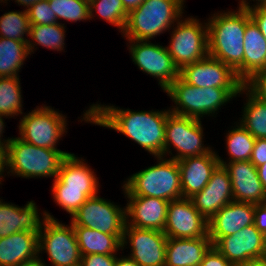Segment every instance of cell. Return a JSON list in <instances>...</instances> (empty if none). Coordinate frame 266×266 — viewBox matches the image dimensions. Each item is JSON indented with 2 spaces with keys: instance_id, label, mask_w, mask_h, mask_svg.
Masks as SVG:
<instances>
[{
  "instance_id": "1",
  "label": "cell",
  "mask_w": 266,
  "mask_h": 266,
  "mask_svg": "<svg viewBox=\"0 0 266 266\" xmlns=\"http://www.w3.org/2000/svg\"><path fill=\"white\" fill-rule=\"evenodd\" d=\"M169 109L164 111H131L115 105L92 104L81 118L107 127L130 138L154 157H164L165 125Z\"/></svg>"
},
{
  "instance_id": "2",
  "label": "cell",
  "mask_w": 266,
  "mask_h": 266,
  "mask_svg": "<svg viewBox=\"0 0 266 266\" xmlns=\"http://www.w3.org/2000/svg\"><path fill=\"white\" fill-rule=\"evenodd\" d=\"M237 8L209 17L208 54L231 67L244 82V33L251 15L248 9Z\"/></svg>"
},
{
  "instance_id": "3",
  "label": "cell",
  "mask_w": 266,
  "mask_h": 266,
  "mask_svg": "<svg viewBox=\"0 0 266 266\" xmlns=\"http://www.w3.org/2000/svg\"><path fill=\"white\" fill-rule=\"evenodd\" d=\"M84 161L74 153L67 155L60 165L57 177L53 179L51 190L54 202L70 217L99 191L98 178Z\"/></svg>"
},
{
  "instance_id": "4",
  "label": "cell",
  "mask_w": 266,
  "mask_h": 266,
  "mask_svg": "<svg viewBox=\"0 0 266 266\" xmlns=\"http://www.w3.org/2000/svg\"><path fill=\"white\" fill-rule=\"evenodd\" d=\"M240 90L241 88H200L188 84L179 76L164 92L175 104L169 109L171 113L201 120L204 115H217L216 111L239 96Z\"/></svg>"
},
{
  "instance_id": "5",
  "label": "cell",
  "mask_w": 266,
  "mask_h": 266,
  "mask_svg": "<svg viewBox=\"0 0 266 266\" xmlns=\"http://www.w3.org/2000/svg\"><path fill=\"white\" fill-rule=\"evenodd\" d=\"M185 0H144L128 13L123 36L127 40L150 41L170 31L183 17ZM173 24V25H172Z\"/></svg>"
},
{
  "instance_id": "6",
  "label": "cell",
  "mask_w": 266,
  "mask_h": 266,
  "mask_svg": "<svg viewBox=\"0 0 266 266\" xmlns=\"http://www.w3.org/2000/svg\"><path fill=\"white\" fill-rule=\"evenodd\" d=\"M154 166L138 171L123 183L125 196H149L167 201L183 198L178 162L155 157Z\"/></svg>"
},
{
  "instance_id": "7",
  "label": "cell",
  "mask_w": 266,
  "mask_h": 266,
  "mask_svg": "<svg viewBox=\"0 0 266 266\" xmlns=\"http://www.w3.org/2000/svg\"><path fill=\"white\" fill-rule=\"evenodd\" d=\"M71 153L51 150L29 144L19 137L7 144V169L9 175L24 178L57 177L63 159ZM12 173V174H10Z\"/></svg>"
},
{
  "instance_id": "8",
  "label": "cell",
  "mask_w": 266,
  "mask_h": 266,
  "mask_svg": "<svg viewBox=\"0 0 266 266\" xmlns=\"http://www.w3.org/2000/svg\"><path fill=\"white\" fill-rule=\"evenodd\" d=\"M46 212L47 218L38 234V250L48 255L51 266H79L81 255L72 223L65 225Z\"/></svg>"
},
{
  "instance_id": "9",
  "label": "cell",
  "mask_w": 266,
  "mask_h": 266,
  "mask_svg": "<svg viewBox=\"0 0 266 266\" xmlns=\"http://www.w3.org/2000/svg\"><path fill=\"white\" fill-rule=\"evenodd\" d=\"M176 24L173 26L167 50L175 65L181 70L185 65L209 55L208 27L207 22L203 25L193 16L180 19Z\"/></svg>"
},
{
  "instance_id": "10",
  "label": "cell",
  "mask_w": 266,
  "mask_h": 266,
  "mask_svg": "<svg viewBox=\"0 0 266 266\" xmlns=\"http://www.w3.org/2000/svg\"><path fill=\"white\" fill-rule=\"evenodd\" d=\"M66 118L50 106H38L20 119L19 138L37 147L60 150L56 145L67 132Z\"/></svg>"
},
{
  "instance_id": "11",
  "label": "cell",
  "mask_w": 266,
  "mask_h": 266,
  "mask_svg": "<svg viewBox=\"0 0 266 266\" xmlns=\"http://www.w3.org/2000/svg\"><path fill=\"white\" fill-rule=\"evenodd\" d=\"M202 121L187 116L169 113L165 125L164 157L173 155L170 148L177 152L170 159L176 161L187 157L210 153L212 147H206L203 141Z\"/></svg>"
},
{
  "instance_id": "12",
  "label": "cell",
  "mask_w": 266,
  "mask_h": 266,
  "mask_svg": "<svg viewBox=\"0 0 266 266\" xmlns=\"http://www.w3.org/2000/svg\"><path fill=\"white\" fill-rule=\"evenodd\" d=\"M133 64L140 71L157 78L158 85L166 90L179 76L180 70L168 53L167 47L150 41L127 40Z\"/></svg>"
},
{
  "instance_id": "13",
  "label": "cell",
  "mask_w": 266,
  "mask_h": 266,
  "mask_svg": "<svg viewBox=\"0 0 266 266\" xmlns=\"http://www.w3.org/2000/svg\"><path fill=\"white\" fill-rule=\"evenodd\" d=\"M73 226H84L106 234H123L126 208L96 195L90 197L71 217Z\"/></svg>"
},
{
  "instance_id": "14",
  "label": "cell",
  "mask_w": 266,
  "mask_h": 266,
  "mask_svg": "<svg viewBox=\"0 0 266 266\" xmlns=\"http://www.w3.org/2000/svg\"><path fill=\"white\" fill-rule=\"evenodd\" d=\"M167 238L163 231L139 229L126 223L121 241L122 250L130 243L128 256L140 266H165Z\"/></svg>"
},
{
  "instance_id": "15",
  "label": "cell",
  "mask_w": 266,
  "mask_h": 266,
  "mask_svg": "<svg viewBox=\"0 0 266 266\" xmlns=\"http://www.w3.org/2000/svg\"><path fill=\"white\" fill-rule=\"evenodd\" d=\"M180 77L188 84L200 88H242L244 83L231 67L209 55L185 65L180 70Z\"/></svg>"
},
{
  "instance_id": "16",
  "label": "cell",
  "mask_w": 266,
  "mask_h": 266,
  "mask_svg": "<svg viewBox=\"0 0 266 266\" xmlns=\"http://www.w3.org/2000/svg\"><path fill=\"white\" fill-rule=\"evenodd\" d=\"M165 235L170 238H197L208 235V221L194 207L190 198L169 202Z\"/></svg>"
},
{
  "instance_id": "17",
  "label": "cell",
  "mask_w": 266,
  "mask_h": 266,
  "mask_svg": "<svg viewBox=\"0 0 266 266\" xmlns=\"http://www.w3.org/2000/svg\"><path fill=\"white\" fill-rule=\"evenodd\" d=\"M214 246L229 262L239 266L250 260L263 258L266 252V239L252 224L233 235L222 237Z\"/></svg>"
},
{
  "instance_id": "18",
  "label": "cell",
  "mask_w": 266,
  "mask_h": 266,
  "mask_svg": "<svg viewBox=\"0 0 266 266\" xmlns=\"http://www.w3.org/2000/svg\"><path fill=\"white\" fill-rule=\"evenodd\" d=\"M194 207L209 221L223 206L234 200L229 172L223 165L213 171L207 185L190 197Z\"/></svg>"
},
{
  "instance_id": "19",
  "label": "cell",
  "mask_w": 266,
  "mask_h": 266,
  "mask_svg": "<svg viewBox=\"0 0 266 266\" xmlns=\"http://www.w3.org/2000/svg\"><path fill=\"white\" fill-rule=\"evenodd\" d=\"M219 164L229 172L234 201L262 204L266 201V190L261 183L257 168L251 161L228 162L218 155Z\"/></svg>"
},
{
  "instance_id": "20",
  "label": "cell",
  "mask_w": 266,
  "mask_h": 266,
  "mask_svg": "<svg viewBox=\"0 0 266 266\" xmlns=\"http://www.w3.org/2000/svg\"><path fill=\"white\" fill-rule=\"evenodd\" d=\"M255 204L231 201L223 206L209 221L208 235L214 246L222 237L233 235L254 224Z\"/></svg>"
},
{
  "instance_id": "21",
  "label": "cell",
  "mask_w": 266,
  "mask_h": 266,
  "mask_svg": "<svg viewBox=\"0 0 266 266\" xmlns=\"http://www.w3.org/2000/svg\"><path fill=\"white\" fill-rule=\"evenodd\" d=\"M125 197L129 200L125 206L129 226L164 231L169 201L149 196Z\"/></svg>"
},
{
  "instance_id": "22",
  "label": "cell",
  "mask_w": 266,
  "mask_h": 266,
  "mask_svg": "<svg viewBox=\"0 0 266 266\" xmlns=\"http://www.w3.org/2000/svg\"><path fill=\"white\" fill-rule=\"evenodd\" d=\"M36 203L31 200L24 207L3 202L0 199V238L20 231H30L39 234L47 215L43 211L39 216ZM41 218V219H40Z\"/></svg>"
},
{
  "instance_id": "23",
  "label": "cell",
  "mask_w": 266,
  "mask_h": 266,
  "mask_svg": "<svg viewBox=\"0 0 266 266\" xmlns=\"http://www.w3.org/2000/svg\"><path fill=\"white\" fill-rule=\"evenodd\" d=\"M183 198H190L200 192L209 182L213 171L219 165L218 154L210 153L178 160Z\"/></svg>"
},
{
  "instance_id": "24",
  "label": "cell",
  "mask_w": 266,
  "mask_h": 266,
  "mask_svg": "<svg viewBox=\"0 0 266 266\" xmlns=\"http://www.w3.org/2000/svg\"><path fill=\"white\" fill-rule=\"evenodd\" d=\"M38 259L37 233L20 231L0 238V266H20Z\"/></svg>"
},
{
  "instance_id": "25",
  "label": "cell",
  "mask_w": 266,
  "mask_h": 266,
  "mask_svg": "<svg viewBox=\"0 0 266 266\" xmlns=\"http://www.w3.org/2000/svg\"><path fill=\"white\" fill-rule=\"evenodd\" d=\"M212 246L209 236L197 238H167L165 266H200Z\"/></svg>"
},
{
  "instance_id": "26",
  "label": "cell",
  "mask_w": 266,
  "mask_h": 266,
  "mask_svg": "<svg viewBox=\"0 0 266 266\" xmlns=\"http://www.w3.org/2000/svg\"><path fill=\"white\" fill-rule=\"evenodd\" d=\"M73 228L81 256L89 254L117 255L116 253L122 249L123 234H106L84 226H73Z\"/></svg>"
},
{
  "instance_id": "27",
  "label": "cell",
  "mask_w": 266,
  "mask_h": 266,
  "mask_svg": "<svg viewBox=\"0 0 266 266\" xmlns=\"http://www.w3.org/2000/svg\"><path fill=\"white\" fill-rule=\"evenodd\" d=\"M263 70H266V40L251 18L244 33V81Z\"/></svg>"
},
{
  "instance_id": "28",
  "label": "cell",
  "mask_w": 266,
  "mask_h": 266,
  "mask_svg": "<svg viewBox=\"0 0 266 266\" xmlns=\"http://www.w3.org/2000/svg\"><path fill=\"white\" fill-rule=\"evenodd\" d=\"M28 55L27 42L0 37V77L18 76Z\"/></svg>"
},
{
  "instance_id": "29",
  "label": "cell",
  "mask_w": 266,
  "mask_h": 266,
  "mask_svg": "<svg viewBox=\"0 0 266 266\" xmlns=\"http://www.w3.org/2000/svg\"><path fill=\"white\" fill-rule=\"evenodd\" d=\"M246 93L240 124L255 138H266V103L254 97L244 86L240 94Z\"/></svg>"
},
{
  "instance_id": "30",
  "label": "cell",
  "mask_w": 266,
  "mask_h": 266,
  "mask_svg": "<svg viewBox=\"0 0 266 266\" xmlns=\"http://www.w3.org/2000/svg\"><path fill=\"white\" fill-rule=\"evenodd\" d=\"M65 27L64 23L60 22L49 25H30L28 37L31 38L27 42L29 54L31 55L32 52L34 54L37 45L50 50L62 51L65 46Z\"/></svg>"
},
{
  "instance_id": "31",
  "label": "cell",
  "mask_w": 266,
  "mask_h": 266,
  "mask_svg": "<svg viewBox=\"0 0 266 266\" xmlns=\"http://www.w3.org/2000/svg\"><path fill=\"white\" fill-rule=\"evenodd\" d=\"M234 127L225 136L228 162L250 161L256 139L239 122Z\"/></svg>"
},
{
  "instance_id": "32",
  "label": "cell",
  "mask_w": 266,
  "mask_h": 266,
  "mask_svg": "<svg viewBox=\"0 0 266 266\" xmlns=\"http://www.w3.org/2000/svg\"><path fill=\"white\" fill-rule=\"evenodd\" d=\"M19 76L0 77V114L7 118L23 114Z\"/></svg>"
},
{
  "instance_id": "33",
  "label": "cell",
  "mask_w": 266,
  "mask_h": 266,
  "mask_svg": "<svg viewBox=\"0 0 266 266\" xmlns=\"http://www.w3.org/2000/svg\"><path fill=\"white\" fill-rule=\"evenodd\" d=\"M94 11L102 17L105 22L117 26L123 33L128 18L121 0H89V19L94 18Z\"/></svg>"
},
{
  "instance_id": "34",
  "label": "cell",
  "mask_w": 266,
  "mask_h": 266,
  "mask_svg": "<svg viewBox=\"0 0 266 266\" xmlns=\"http://www.w3.org/2000/svg\"><path fill=\"white\" fill-rule=\"evenodd\" d=\"M29 31L30 21L27 10L8 11L0 17V37L28 42Z\"/></svg>"
},
{
  "instance_id": "35",
  "label": "cell",
  "mask_w": 266,
  "mask_h": 266,
  "mask_svg": "<svg viewBox=\"0 0 266 266\" xmlns=\"http://www.w3.org/2000/svg\"><path fill=\"white\" fill-rule=\"evenodd\" d=\"M50 8L56 14L57 21L70 22L89 19V0H48Z\"/></svg>"
},
{
  "instance_id": "36",
  "label": "cell",
  "mask_w": 266,
  "mask_h": 266,
  "mask_svg": "<svg viewBox=\"0 0 266 266\" xmlns=\"http://www.w3.org/2000/svg\"><path fill=\"white\" fill-rule=\"evenodd\" d=\"M30 25H49L57 23L56 14L50 8L48 0H40L27 10Z\"/></svg>"
},
{
  "instance_id": "37",
  "label": "cell",
  "mask_w": 266,
  "mask_h": 266,
  "mask_svg": "<svg viewBox=\"0 0 266 266\" xmlns=\"http://www.w3.org/2000/svg\"><path fill=\"white\" fill-rule=\"evenodd\" d=\"M243 86L257 99L266 103V70L251 75Z\"/></svg>"
},
{
  "instance_id": "38",
  "label": "cell",
  "mask_w": 266,
  "mask_h": 266,
  "mask_svg": "<svg viewBox=\"0 0 266 266\" xmlns=\"http://www.w3.org/2000/svg\"><path fill=\"white\" fill-rule=\"evenodd\" d=\"M116 255L89 254L81 256L82 266H114Z\"/></svg>"
},
{
  "instance_id": "39",
  "label": "cell",
  "mask_w": 266,
  "mask_h": 266,
  "mask_svg": "<svg viewBox=\"0 0 266 266\" xmlns=\"http://www.w3.org/2000/svg\"><path fill=\"white\" fill-rule=\"evenodd\" d=\"M200 266H234L228 259L223 256L215 246H211L205 253Z\"/></svg>"
},
{
  "instance_id": "40",
  "label": "cell",
  "mask_w": 266,
  "mask_h": 266,
  "mask_svg": "<svg viewBox=\"0 0 266 266\" xmlns=\"http://www.w3.org/2000/svg\"><path fill=\"white\" fill-rule=\"evenodd\" d=\"M250 161L255 167L266 163V138H257L255 140Z\"/></svg>"
},
{
  "instance_id": "41",
  "label": "cell",
  "mask_w": 266,
  "mask_h": 266,
  "mask_svg": "<svg viewBox=\"0 0 266 266\" xmlns=\"http://www.w3.org/2000/svg\"><path fill=\"white\" fill-rule=\"evenodd\" d=\"M251 18L258 25L260 32L266 40V6H256L249 9Z\"/></svg>"
},
{
  "instance_id": "42",
  "label": "cell",
  "mask_w": 266,
  "mask_h": 266,
  "mask_svg": "<svg viewBox=\"0 0 266 266\" xmlns=\"http://www.w3.org/2000/svg\"><path fill=\"white\" fill-rule=\"evenodd\" d=\"M254 225L266 239V201L262 204H255Z\"/></svg>"
},
{
  "instance_id": "43",
  "label": "cell",
  "mask_w": 266,
  "mask_h": 266,
  "mask_svg": "<svg viewBox=\"0 0 266 266\" xmlns=\"http://www.w3.org/2000/svg\"><path fill=\"white\" fill-rule=\"evenodd\" d=\"M7 170V144L0 143V184H2L3 173Z\"/></svg>"
},
{
  "instance_id": "44",
  "label": "cell",
  "mask_w": 266,
  "mask_h": 266,
  "mask_svg": "<svg viewBox=\"0 0 266 266\" xmlns=\"http://www.w3.org/2000/svg\"><path fill=\"white\" fill-rule=\"evenodd\" d=\"M114 266H140V265L130 256H122L121 258L116 257V262Z\"/></svg>"
},
{
  "instance_id": "45",
  "label": "cell",
  "mask_w": 266,
  "mask_h": 266,
  "mask_svg": "<svg viewBox=\"0 0 266 266\" xmlns=\"http://www.w3.org/2000/svg\"><path fill=\"white\" fill-rule=\"evenodd\" d=\"M125 10L129 13L131 10L139 7L144 0H121Z\"/></svg>"
},
{
  "instance_id": "46",
  "label": "cell",
  "mask_w": 266,
  "mask_h": 266,
  "mask_svg": "<svg viewBox=\"0 0 266 266\" xmlns=\"http://www.w3.org/2000/svg\"><path fill=\"white\" fill-rule=\"evenodd\" d=\"M250 1L240 0L239 7L240 8H243V9H248L249 10L252 7H256V6H266V0H256L258 2H256V4H254V5H250ZM253 1H255V0H253Z\"/></svg>"
},
{
  "instance_id": "47",
  "label": "cell",
  "mask_w": 266,
  "mask_h": 266,
  "mask_svg": "<svg viewBox=\"0 0 266 266\" xmlns=\"http://www.w3.org/2000/svg\"><path fill=\"white\" fill-rule=\"evenodd\" d=\"M259 179L261 183L263 184L264 189L266 190V163L256 167Z\"/></svg>"
},
{
  "instance_id": "48",
  "label": "cell",
  "mask_w": 266,
  "mask_h": 266,
  "mask_svg": "<svg viewBox=\"0 0 266 266\" xmlns=\"http://www.w3.org/2000/svg\"><path fill=\"white\" fill-rule=\"evenodd\" d=\"M239 266H266V259L264 257L259 259H253Z\"/></svg>"
},
{
  "instance_id": "49",
  "label": "cell",
  "mask_w": 266,
  "mask_h": 266,
  "mask_svg": "<svg viewBox=\"0 0 266 266\" xmlns=\"http://www.w3.org/2000/svg\"><path fill=\"white\" fill-rule=\"evenodd\" d=\"M4 117H6V116H4V115H2V114H0V143H2V144H8V142H9V140L11 139V138H9L8 137V139H3L2 140V137H3V133H4V127H5V124H4ZM2 136V137H1Z\"/></svg>"
},
{
  "instance_id": "50",
  "label": "cell",
  "mask_w": 266,
  "mask_h": 266,
  "mask_svg": "<svg viewBox=\"0 0 266 266\" xmlns=\"http://www.w3.org/2000/svg\"><path fill=\"white\" fill-rule=\"evenodd\" d=\"M6 1H8V0H6ZM38 1H40V0H15V2L18 3V5L24 6L25 10H28V8H30L33 4H35Z\"/></svg>"
},
{
  "instance_id": "51",
  "label": "cell",
  "mask_w": 266,
  "mask_h": 266,
  "mask_svg": "<svg viewBox=\"0 0 266 266\" xmlns=\"http://www.w3.org/2000/svg\"><path fill=\"white\" fill-rule=\"evenodd\" d=\"M20 266H47V264L45 263V261L43 262L41 260V257L39 256L38 260H35L33 262H30V263L22 264Z\"/></svg>"
},
{
  "instance_id": "52",
  "label": "cell",
  "mask_w": 266,
  "mask_h": 266,
  "mask_svg": "<svg viewBox=\"0 0 266 266\" xmlns=\"http://www.w3.org/2000/svg\"><path fill=\"white\" fill-rule=\"evenodd\" d=\"M5 1H6V0H4V1H3V0H0V3H7V1H6V2H5Z\"/></svg>"
}]
</instances>
